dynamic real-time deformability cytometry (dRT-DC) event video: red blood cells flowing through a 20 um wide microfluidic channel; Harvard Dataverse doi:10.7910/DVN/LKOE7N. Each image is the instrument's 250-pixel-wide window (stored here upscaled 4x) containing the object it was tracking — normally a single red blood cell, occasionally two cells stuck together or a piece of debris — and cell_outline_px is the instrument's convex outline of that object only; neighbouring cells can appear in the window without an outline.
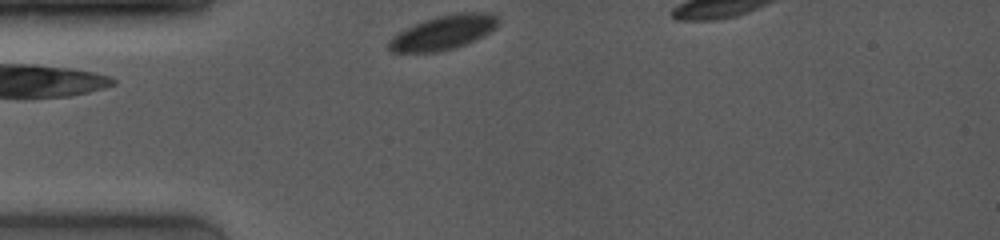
{"species": "common noctule bat (a hibernating species)", "species_latin": "Nyctalus noctula", "temperature_condition": "room temperature", "stored_images_in_passage": 5, "camera_frame_rate_fps": 4000, "um_per_image_px": 0.085, "animal": {"sex": "female", "body_mass_g": 19.0, "forearm_length_mm": 53.3}, "frame": {"image": 1, "passage_image": 1, "time_ms": 0.0, "image_size_px": [1000, 240], "cell_outline_px": [[500, 24], [496, 28], [484, 36], [476, 40], [440, 52], [392, 52], [388, 48], [388, 40], [392, 36], [424, 20], [436, 16], [456, 12], [484, 12], [496, 16]], "centroid_in_image_um": [37.71, 2.76], "position_along_channel_um": 47.3, "area_um2": 21.79}}